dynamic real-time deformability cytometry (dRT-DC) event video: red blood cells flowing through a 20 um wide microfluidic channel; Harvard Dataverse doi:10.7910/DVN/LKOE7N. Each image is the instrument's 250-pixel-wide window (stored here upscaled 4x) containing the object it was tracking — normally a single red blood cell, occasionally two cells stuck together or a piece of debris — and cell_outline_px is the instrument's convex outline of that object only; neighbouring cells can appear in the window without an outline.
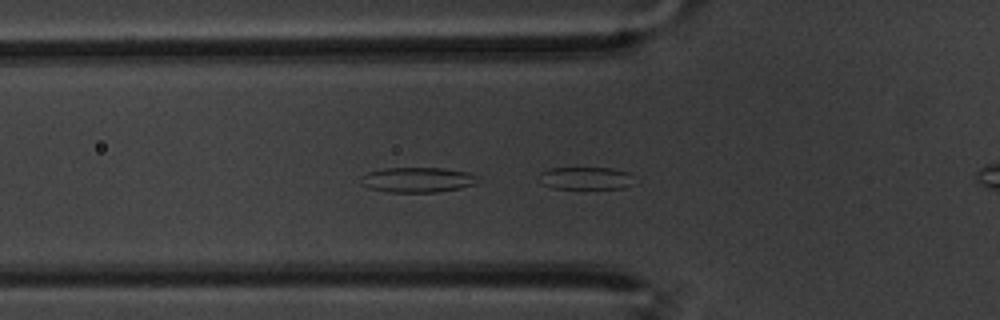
{"species": "common noctule bat (a hibernating species)", "species_latin": "Nyctalus noctula", "temperature_condition": "warm", "stored_images_in_passage": 8, "camera_frame_rate_fps": 3000, "um_per_image_px": 0.085, "animal": {"sex": "male", "body_mass_g": 20.1, "forearm_length_mm": 53.5}, "frame": {"image": 1, "passage_image": 2, "time_ms": 0.333, "image_size_px": [1000, 320], "cell_outline_px": [[632, 184], [624, 188], [552, 188], [540, 184], [536, 180], [536, 176], [540, 172], [552, 168], [612, 168], [628, 172]], "centroid_in_image_um": [49.66, 15.15], "position_along_channel_um": 76.1, "area_um2": 12.54}}